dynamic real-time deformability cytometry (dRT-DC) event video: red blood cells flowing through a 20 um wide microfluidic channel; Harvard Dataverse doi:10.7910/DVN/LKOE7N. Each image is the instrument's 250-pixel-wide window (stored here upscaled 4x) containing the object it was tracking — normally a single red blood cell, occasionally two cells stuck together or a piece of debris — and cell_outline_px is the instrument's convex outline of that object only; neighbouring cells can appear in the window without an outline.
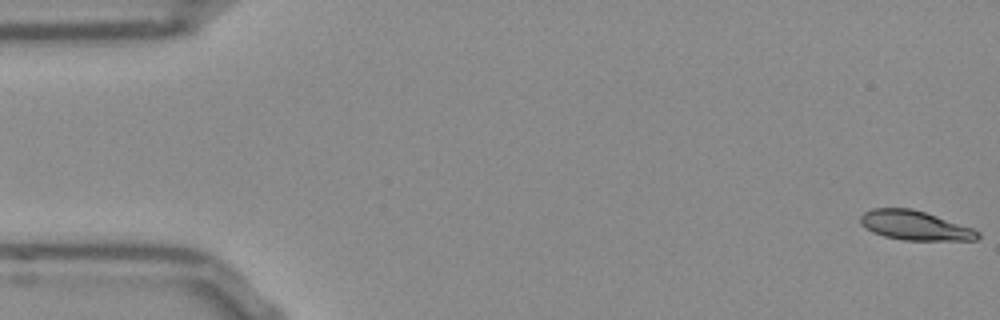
{"species": "Egyptian fruit bat (a non-hibernating species)", "species_latin": "Rousettus aegyptiacus", "temperature_condition": "room temperature", "stored_images_in_passage": 53, "camera_frame_rate_fps": 3000, "um_per_image_px": 0.085, "frame": {"image": 1, "passage_image": 1, "time_ms": 0.0, "image_size_px": [1000, 320], "cell_outline_px": [[980, 236], [976, 240], [904, 240], [884, 236], [872, 232], [864, 228], [860, 224], [860, 216], [864, 212], [872, 208], [912, 208], [972, 228], [980, 232]], "centroid_in_image_um": [77.72, 19.16], "position_along_channel_um": 7.3, "area_um2": 20.0}}
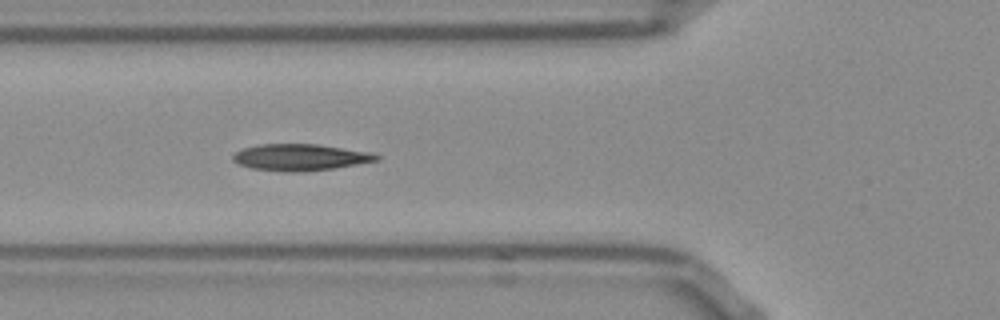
{"frame": {"image": 2, "passage_image": 19, "time_ms": 6.0, "image_size_px": [1000, 320], "cell_outline_px": [[380, 160], [332, 168], [300, 172], [288, 172], [252, 168], [240, 164], [232, 160], [232, 156], [236, 152], [244, 148], [260, 144], [316, 144], [372, 152], [380, 156]], "centroid_in_image_um": [25.53, 13.36], "position_along_channel_um": 100.3, "area_um2": 22.02}}
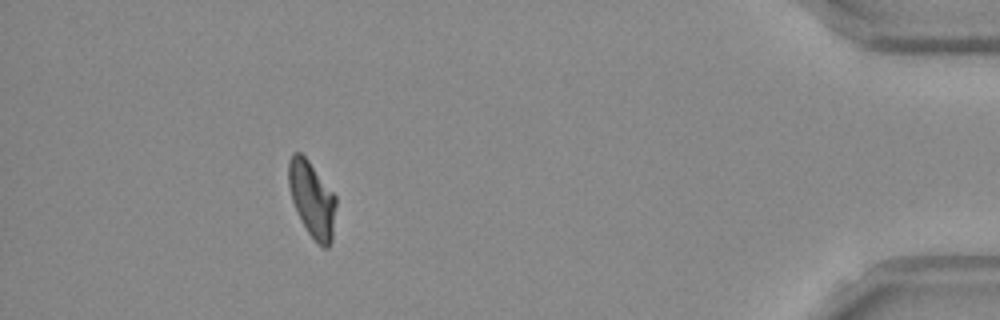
{"frame": {"image": 3, "passage_image": 48, "time_ms": 15.667, "image_size_px": [1000, 320], "cell_outline_px": [[336, 204], [332, 240], [328, 248], [324, 248], [308, 232], [292, 200], [288, 184], [288, 160], [292, 152], [300, 152], [308, 160], [336, 196]], "centroid_in_image_um": [26.52, 16.89], "position_along_channel_um": 408.7, "area_um2": 20.58}, "authors_computed_cell_mechanics": {"area_um2": 21.386, "velocity_mm_per_s": 3.8062, "shape_relaxation_time_tau1_ms": 4.2866, "shape_relaxation_time_tau2_ms": 2.2484, "deformation_change_tau1": 0.1671, "deformation_change_tau2": 0.0819}}